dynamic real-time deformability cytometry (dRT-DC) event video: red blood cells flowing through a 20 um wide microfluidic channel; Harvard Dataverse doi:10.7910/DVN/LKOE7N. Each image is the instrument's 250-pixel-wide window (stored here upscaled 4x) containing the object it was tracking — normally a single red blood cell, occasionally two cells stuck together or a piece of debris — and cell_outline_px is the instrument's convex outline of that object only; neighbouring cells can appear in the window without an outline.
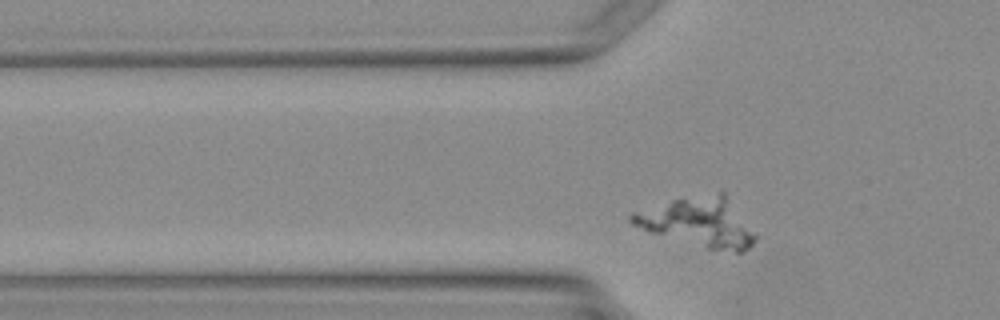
{"species": "Egyptian fruit bat (a non-hibernating species)", "species_latin": "Rousettus aegyptiacus", "temperature_condition": "warm", "stored_images_in_passage": 3, "camera_frame_rate_fps": 3000, "um_per_image_px": 0.085, "animal": {"sex": "female"}, "frame": {"image": 1, "passage_image": 3, "time_ms": 2.667, "image_size_px": [1000, 320], "cell_outline_px": [[756, 240], [744, 252], [736, 252], [708, 248], [648, 232], [632, 224], [628, 220], [628, 216], [632, 212], [672, 200], [720, 192], [724, 192], [756, 236]], "centroid_in_image_um": [59.34, 18.9], "position_along_channel_um": 66.5, "area_um2": 34.56}}